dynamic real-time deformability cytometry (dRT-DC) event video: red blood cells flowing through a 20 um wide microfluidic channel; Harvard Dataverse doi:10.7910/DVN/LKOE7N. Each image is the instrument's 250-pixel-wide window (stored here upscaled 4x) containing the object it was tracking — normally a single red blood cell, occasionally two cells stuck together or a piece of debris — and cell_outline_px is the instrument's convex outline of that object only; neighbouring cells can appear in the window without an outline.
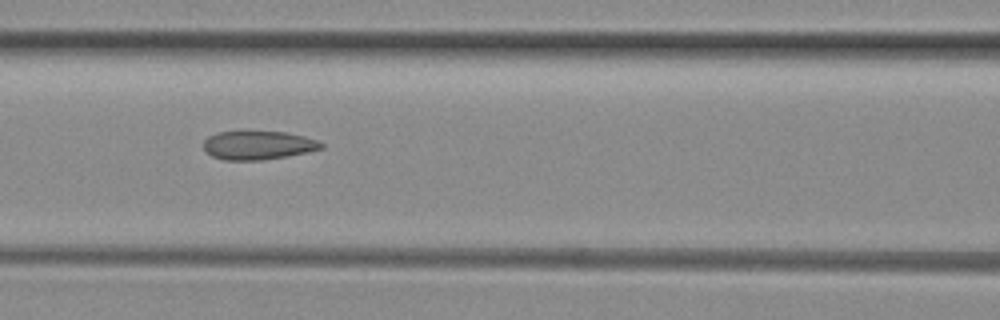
{"species": "common noctule bat (a hibernating species)", "species_latin": "Nyctalus noctula", "temperature_condition": "room temperature", "stored_images_in_passage": 34, "camera_frame_rate_fps": 3000, "um_per_image_px": 0.085, "animal": {"sex": "female", "body_mass_g": 29.2, "forearm_length_mm": 56.3}, "frame": {"image": 1, "passage_image": 6, "time_ms": 1.667, "image_size_px": [1000, 320], "cell_outline_px": [[324, 148], [308, 152], [288, 156], [260, 160], [224, 160], [212, 156], [204, 148], [204, 140], [208, 136], [216, 132], [284, 132], [304, 136], [316, 140], [324, 144]], "centroid_in_image_um": [21.95, 12.35], "position_along_channel_um": 144.7, "area_um2": 19.54}}
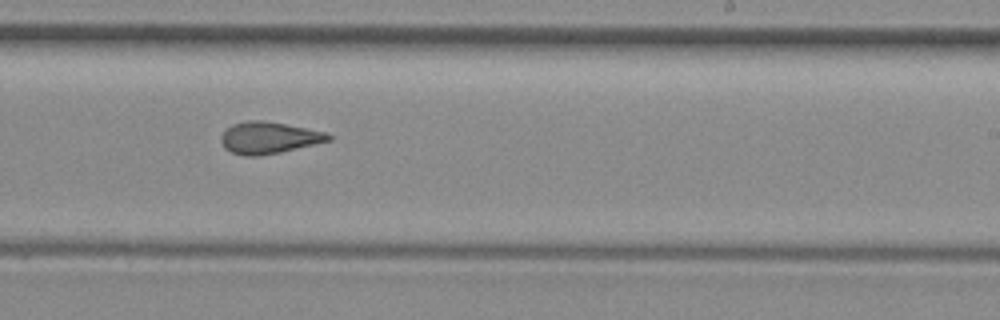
{"frame": {"image": 2, "passage_image": 15, "time_ms": 4.667, "image_size_px": [1000, 320], "cell_outline_px": [[332, 140], [280, 152], [256, 156], [244, 156], [232, 152], [224, 148], [220, 140], [220, 136], [232, 124], [248, 120], [264, 120], [328, 132], [332, 136]], "centroid_in_image_um": [22.85, 11.7], "position_along_channel_um": 266.1, "area_um2": 19.88}}